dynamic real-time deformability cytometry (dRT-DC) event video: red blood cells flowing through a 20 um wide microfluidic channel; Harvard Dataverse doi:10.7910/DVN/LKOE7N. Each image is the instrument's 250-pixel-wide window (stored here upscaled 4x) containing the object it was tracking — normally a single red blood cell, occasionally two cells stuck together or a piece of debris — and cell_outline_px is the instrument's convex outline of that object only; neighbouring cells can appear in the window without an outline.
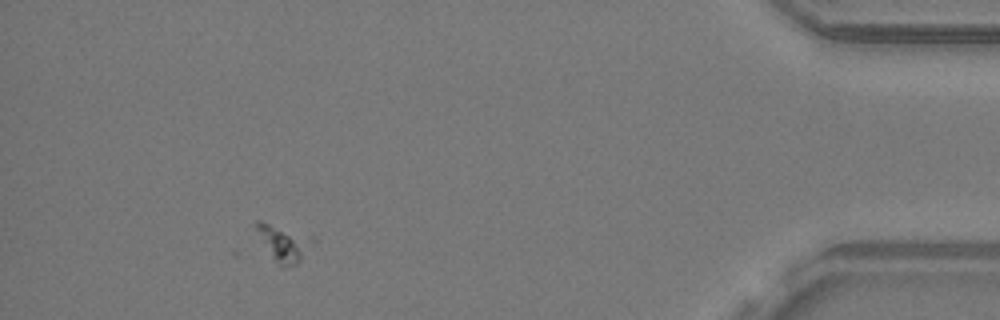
{"species": "common noctule bat (a hibernating species)", "species_latin": "Nyctalus noctula", "temperature_condition": "warm", "stored_images_in_passage": 42, "camera_frame_rate_fps": 3000, "um_per_image_px": 0.085, "animal": {"sex": "male", "body_mass_g": 19.2, "forearm_length_mm": 51.8}, "frame": {"image": 1, "passage_image": 37, "time_ms": 12.0, "image_size_px": [1000, 320], "cell_outline_px": [[316, 240], [300, 260], [296, 264], [280, 268], [256, 228], [256, 220], [260, 220], [312, 236]], "centroid_in_image_um": [24.19, 20.66], "position_along_channel_um": 411.0, "area_um2": 11.33}}